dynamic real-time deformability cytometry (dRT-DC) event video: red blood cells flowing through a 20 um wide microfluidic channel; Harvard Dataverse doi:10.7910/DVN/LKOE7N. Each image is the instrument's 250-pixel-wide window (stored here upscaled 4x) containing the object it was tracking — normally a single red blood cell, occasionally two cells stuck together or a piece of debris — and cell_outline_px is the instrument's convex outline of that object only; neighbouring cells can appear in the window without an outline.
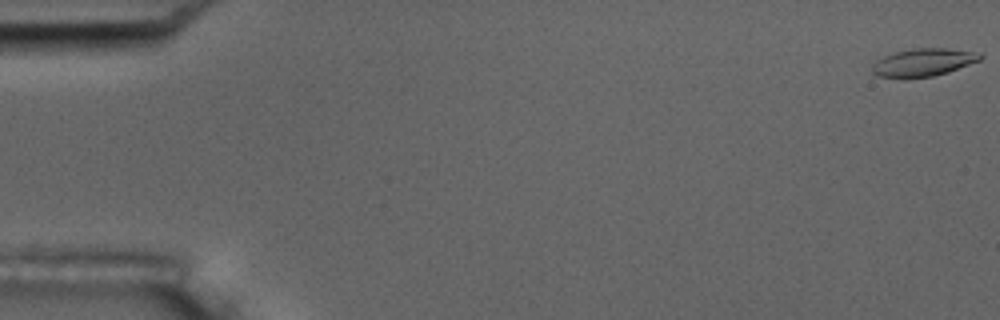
{"species": "common noctule bat (a hibernating species)", "species_latin": "Nyctalus noctula", "temperature_condition": "room temperature", "stored_images_in_passage": 15, "camera_frame_rate_fps": 3000, "um_per_image_px": 0.085, "animal": {"sex": "male", "body_mass_g": 17.5, "forearm_length_mm": 52.3}, "frame": {"image": 1, "passage_image": 1, "time_ms": 0.0, "image_size_px": [1000, 320], "cell_outline_px": [[984, 56], [980, 60], [948, 72], [932, 76], [904, 80], [876, 76], [872, 72], [872, 64], [876, 60], [884, 56], [896, 52], [912, 48], [948, 48], [980, 52]], "centroid_in_image_um": [78.45, 5.32], "position_along_channel_um": 6.5, "area_um2": 17.98}, "authors_computed_cell_mechanics": {"area_um2": 18.0914, "velocity_mm_per_s": 3.683, "shape_relaxation_time_tau1_ms": 5.1221, "shape_relaxation_time_tau2_ms": 2.2579, "deformation_change_tau1": 0.176, "deformation_change_tau2": 0.0789}}